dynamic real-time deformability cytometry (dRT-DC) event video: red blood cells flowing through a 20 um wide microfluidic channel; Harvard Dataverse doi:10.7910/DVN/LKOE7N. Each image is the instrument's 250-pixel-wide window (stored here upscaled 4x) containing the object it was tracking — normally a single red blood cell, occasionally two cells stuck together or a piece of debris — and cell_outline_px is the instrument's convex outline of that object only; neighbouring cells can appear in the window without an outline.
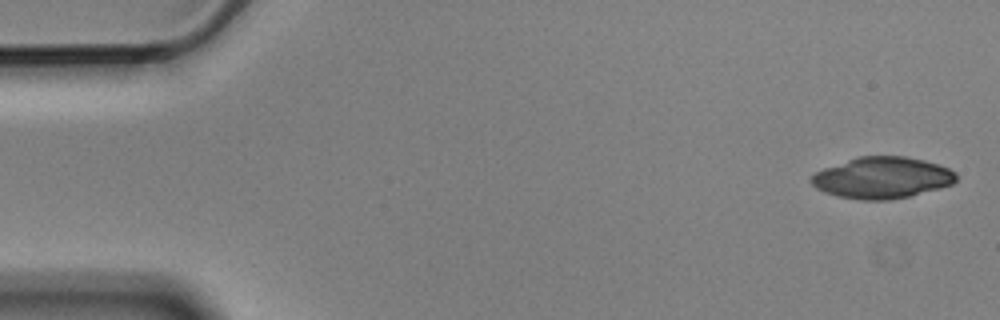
{"species": "Egyptian fruit bat (a non-hibernating species)", "species_latin": "Rousettus aegyptiacus", "temperature_condition": "cold", "stored_images_in_passage": 5, "camera_frame_rate_fps": 3000, "um_per_image_px": 0.085, "animal": {"sex": "male"}, "frame": {"image": 1, "passage_image": 1, "time_ms": 0.0, "image_size_px": [1000, 320], "cell_outline_px": [[956, 180], [952, 184], [940, 188], [892, 200], [860, 200], [836, 196], [824, 192], [816, 188], [812, 184], [812, 176], [816, 172], [824, 168], [860, 156], [904, 156], [924, 160], [948, 168], [956, 172]], "centroid_in_image_um": [74.98, 15.12], "position_along_channel_um": 10.0, "area_um2": 34.74}}